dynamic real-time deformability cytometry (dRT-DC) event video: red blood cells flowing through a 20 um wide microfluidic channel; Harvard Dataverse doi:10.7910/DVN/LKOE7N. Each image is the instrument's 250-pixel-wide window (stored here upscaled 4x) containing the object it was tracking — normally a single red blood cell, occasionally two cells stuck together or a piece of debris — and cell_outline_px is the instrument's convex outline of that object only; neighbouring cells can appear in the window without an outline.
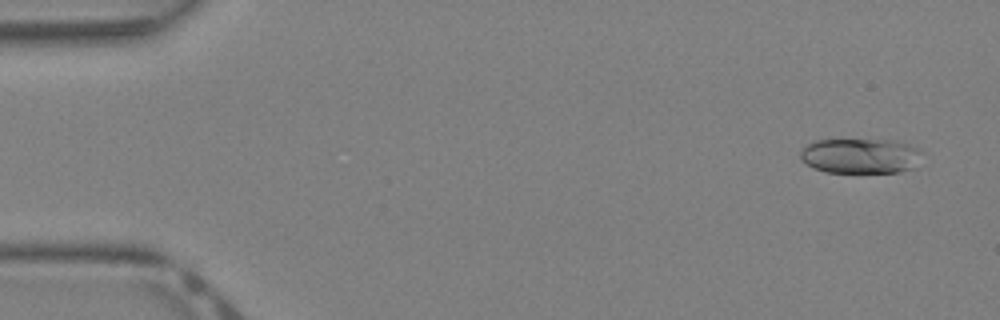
{"species": "Egyptian fruit bat (a non-hibernating species)", "species_latin": "Rousettus aegyptiacus", "temperature_condition": "warm", "stored_images_in_passage": 41, "camera_frame_rate_fps": 3000, "um_per_image_px": 0.085, "animal": {"sex": "female"}, "frame": {"image": 1, "passage_image": 3, "time_ms": 0.667, "image_size_px": [1000, 320], "cell_outline_px": [[920, 152], [916, 168], [896, 172], [828, 172], [812, 168], [800, 160], [800, 148], [812, 140], [896, 140], [920, 148]], "centroid_in_image_um": [73.09, 13.24], "position_along_channel_um": 11.9, "area_um2": 25.14}}
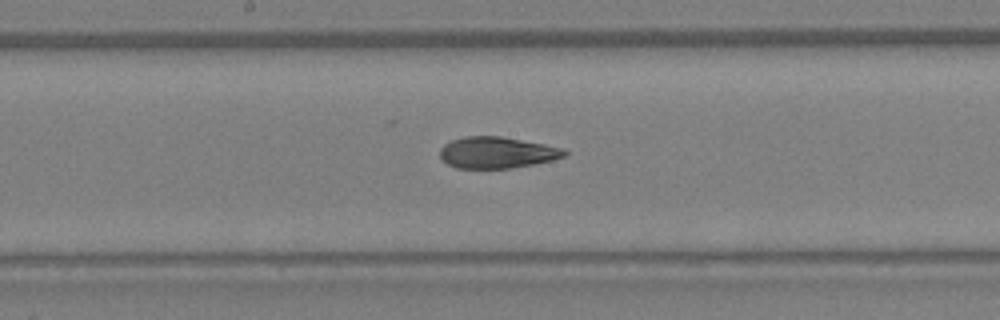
{"frame": {"image": 2, "passage_image": 22, "time_ms": 7.0, "image_size_px": [1000, 320], "cell_outline_px": [[568, 152], [564, 156], [552, 160], [512, 168], [456, 168], [448, 164], [440, 156], [440, 148], [444, 144], [452, 140], [468, 136], [500, 136], [544, 144], [564, 148]], "centroid_in_image_um": [42.24, 12.96], "position_along_channel_um": 206.0, "area_um2": 22.6}}
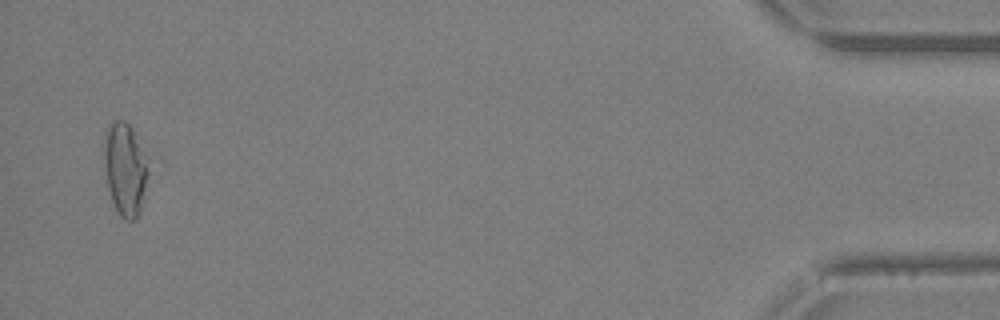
{"frame": {"image": 3, "passage_image": 40, "time_ms": 13.0, "image_size_px": [1000, 320], "cell_outline_px": [[148, 172], [144, 200], [140, 212], [132, 220], [124, 220], [120, 216], [112, 200], [108, 188], [104, 164], [104, 132], [108, 124], [112, 120], [124, 120], [132, 128], [148, 156]], "centroid_in_image_um": [10.65, 14.33], "position_along_channel_um": 424.6, "area_um2": 24.33}}